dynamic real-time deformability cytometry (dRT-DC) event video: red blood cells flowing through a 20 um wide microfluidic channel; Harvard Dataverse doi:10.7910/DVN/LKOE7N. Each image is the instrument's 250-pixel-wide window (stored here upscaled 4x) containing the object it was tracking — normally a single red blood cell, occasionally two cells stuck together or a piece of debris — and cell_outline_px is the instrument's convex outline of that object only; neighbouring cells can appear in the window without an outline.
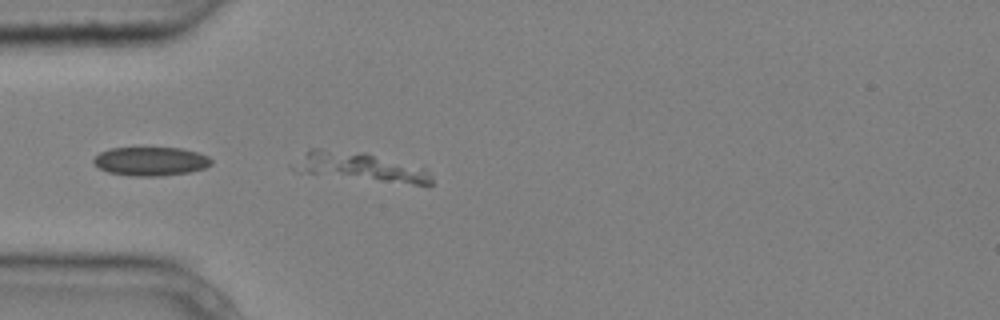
{"species": "common noctule bat (a hibernating species)", "species_latin": "Nyctalus noctula", "temperature_condition": "cold", "stored_images_in_passage": 5, "segment_of_instrument_passage": [2, 2], "camera_frame_rate_fps": 3000, "um_per_image_px": 0.085, "animal": {"sex": "male", "body_mass_g": 20.4}, "frame": {"image": 1, "passage_image": 5, "time_ms": 1.333, "image_size_px": [1000, 320], "cell_outline_px": [[432, 184], [416, 184], [308, 172], [300, 168], [300, 164], [308, 152], [312, 148], [320, 148], [364, 152], [424, 164], [432, 180]], "centroid_in_image_um": [30.99, 14.13], "position_along_channel_um": 54.0, "area_um2": 21.85}}